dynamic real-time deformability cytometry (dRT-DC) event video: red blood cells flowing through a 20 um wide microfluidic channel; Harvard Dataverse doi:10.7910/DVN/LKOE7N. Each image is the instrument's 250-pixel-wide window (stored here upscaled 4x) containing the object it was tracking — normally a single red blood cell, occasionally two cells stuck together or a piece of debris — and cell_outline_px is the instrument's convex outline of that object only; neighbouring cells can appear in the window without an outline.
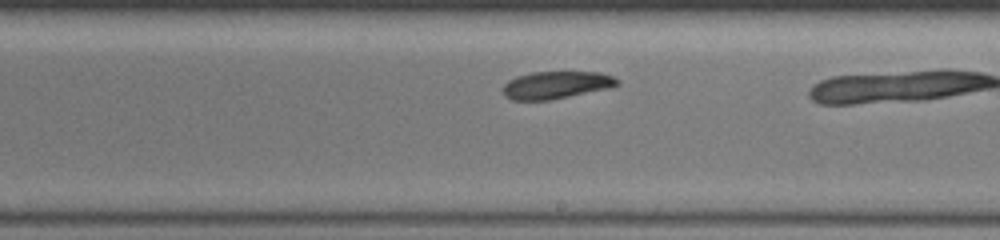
{"species": "common noctule bat (a hibernating species)", "species_latin": "Nyctalus noctula", "temperature_condition": "warm", "stored_images_in_passage": 15, "segment_of_instrument_passage": [2, 2], "camera_frame_rate_fps": 3000, "um_per_image_px": 0.085, "animal": {"sex": "female", "body_mass_g": 19.5, "forearm_length_mm": 54.1}, "frame": {"image": 1, "passage_image": 13, "time_ms": 4.667, "image_size_px": [1000, 240], "cell_outline_px": [[620, 84], [612, 88], [552, 100], [512, 100], [504, 96], [504, 84], [508, 80], [516, 76], [532, 72], [600, 72], [612, 76], [620, 80]], "centroid_in_image_um": [47.32, 7.23], "position_along_channel_um": 241.7, "area_um2": 18.55}}